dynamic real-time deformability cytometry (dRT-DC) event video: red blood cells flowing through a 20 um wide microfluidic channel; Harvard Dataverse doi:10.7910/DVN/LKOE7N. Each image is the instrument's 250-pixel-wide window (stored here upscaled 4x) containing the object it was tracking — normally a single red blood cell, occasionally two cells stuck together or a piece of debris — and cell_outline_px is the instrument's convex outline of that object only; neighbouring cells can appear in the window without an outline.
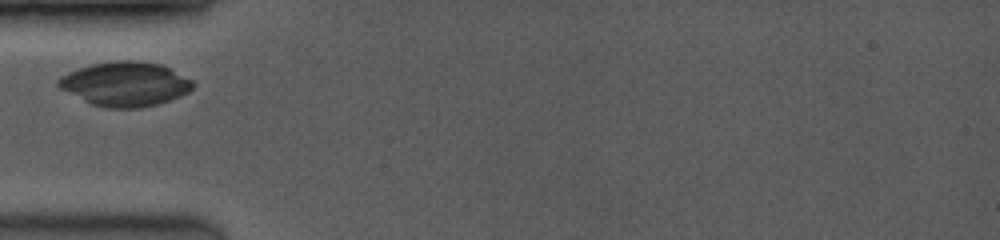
{"species": "common noctule bat (a hibernating species)", "species_latin": "Nyctalus noctula", "temperature_condition": "room temperature", "stored_images_in_passage": 7, "camera_frame_rate_fps": 3500, "um_per_image_px": 0.085, "animal": {"sex": "female", "body_mass_g": 19.0, "forearm_length_mm": 53.3}, "frame": {"image": 1, "passage_image": 1, "time_ms": 0.0, "image_size_px": [1000, 240], "cell_outline_px": [[196, 84], [188, 92], [180, 96], [156, 104], [140, 108], [104, 108], [92, 104], [60, 88], [56, 84], [56, 80], [60, 76], [68, 72], [92, 64], [116, 60], [140, 60], [160, 64], [192, 80]], "centroid_in_image_um": [10.63, 7.13], "position_along_channel_um": 74.4, "area_um2": 34.62}}
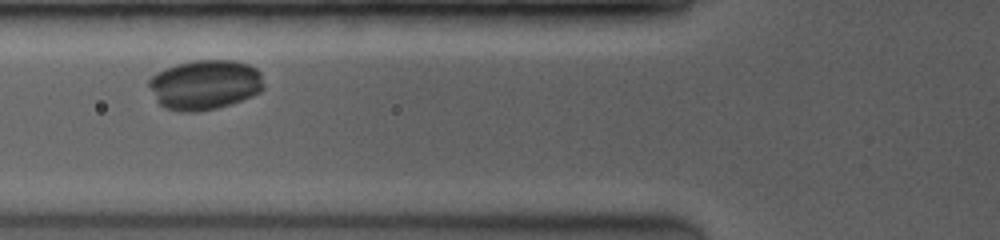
{"frame": {"image": 2, "passage_image": 2, "time_ms": 0.857, "image_size_px": [1000, 240], "cell_outline_px": [[264, 88], [260, 92], [252, 96], [216, 108], [200, 112], [180, 112], [164, 108], [156, 100], [148, 84], [148, 80], [156, 72], [164, 68], [176, 64], [192, 60], [232, 60], [248, 64], [256, 68], [260, 72], [264, 84]], "centroid_in_image_um": [17.4, 7.2], "position_along_channel_um": 108.4, "area_um2": 33.58}}